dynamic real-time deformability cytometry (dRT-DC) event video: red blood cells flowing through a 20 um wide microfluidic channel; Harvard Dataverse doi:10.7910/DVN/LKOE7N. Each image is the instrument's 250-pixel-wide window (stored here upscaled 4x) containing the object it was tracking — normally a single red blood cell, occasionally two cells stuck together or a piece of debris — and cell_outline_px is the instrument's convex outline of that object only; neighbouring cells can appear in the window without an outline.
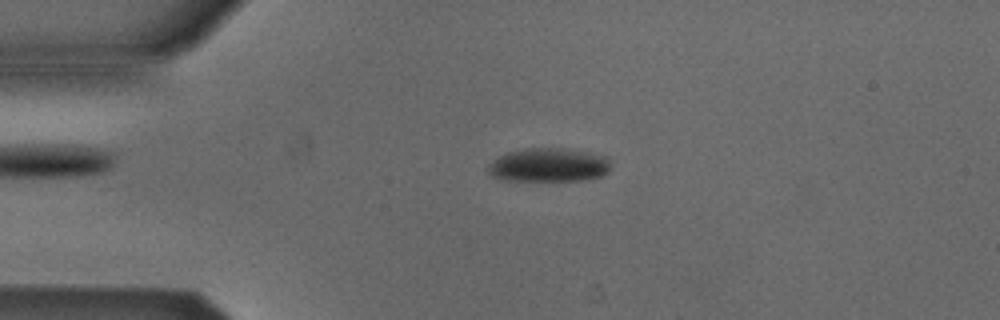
{"species": "Egyptian fruit bat (a non-hibernating species)", "species_latin": "Rousettus aegyptiacus", "temperature_condition": "cold", "stored_images_in_passage": 52, "camera_frame_rate_fps": 3000, "um_per_image_px": 0.085, "animal": {"sex": "male"}, "frame": {"image": 1, "passage_image": 11, "time_ms": 3.333, "image_size_px": [1000, 320], "cell_outline_px": [[608, 172], [600, 176], [584, 180], [508, 180], [492, 176], [484, 168], [492, 160], [508, 152], [528, 148], [564, 148], [588, 152], [608, 156]], "centroid_in_image_um": [46.61, 14.02], "position_along_channel_um": 38.4, "area_um2": 24.04}}
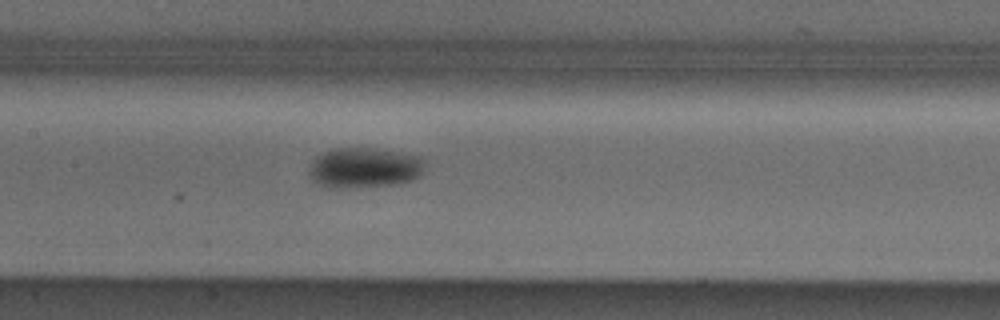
{"frame": {"image": 2, "passage_image": 24, "time_ms": 7.667, "image_size_px": [1000, 320], "cell_outline_px": [[424, 172], [416, 180], [400, 184], [356, 188], [324, 188], [312, 180], [308, 176], [308, 172], [312, 160], [316, 156], [332, 148], [372, 148], [400, 152], [420, 156], [424, 160]], "centroid_in_image_um": [30.97, 14.28], "position_along_channel_um": 176.4, "area_um2": 28.03}}
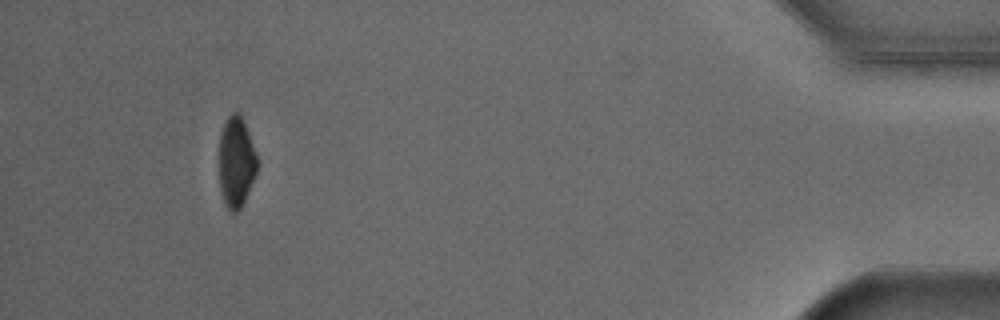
{"frame": {"image": 3, "passage_image": 48, "time_ms": 15.667, "image_size_px": [1000, 320], "cell_outline_px": [[256, 172], [244, 200], [240, 208], [236, 212], [228, 212], [224, 204], [220, 192], [220, 132], [228, 116], [232, 112], [240, 112], [248, 132], [256, 156]], "centroid_in_image_um": [20.05, 13.78], "position_along_channel_um": 415.2, "area_um2": 19.77}, "authors_computed_cell_mechanics": {"area_um2": 24.0448, "velocity_mm_per_s": 3.8841, "shape_relaxation_time_tau1_ms": 2.2582, "shape_relaxation_time_tau2_ms": null, "deformation_change_tau1": 0.0908, "deformation_change_tau2": null}}